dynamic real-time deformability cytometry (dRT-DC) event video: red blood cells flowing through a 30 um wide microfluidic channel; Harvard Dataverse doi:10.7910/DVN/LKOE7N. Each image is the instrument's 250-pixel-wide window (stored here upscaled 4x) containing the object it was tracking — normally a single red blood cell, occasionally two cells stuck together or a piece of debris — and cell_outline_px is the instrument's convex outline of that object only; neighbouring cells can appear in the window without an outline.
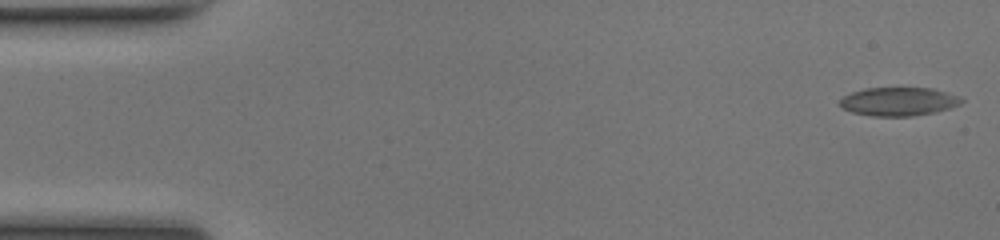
{"species": "common noctule bat (a hibernating species)", "species_latin": "Nyctalus noctula", "temperature_condition": "room temperature", "stored_images_in_passage": 49, "camera_frame_rate_fps": 3000, "um_per_image_px": 0.085, "animal": {"sex": "female", "body_mass_g": 17.0, "forearm_length_mm": 48.0}, "frame": {"image": 1, "passage_image": 1, "time_ms": 0.0, "image_size_px": [1000, 240], "cell_outline_px": [[964, 100], [960, 104], [936, 112], [912, 116], [872, 116], [852, 112], [840, 108], [840, 100], [844, 96], [852, 92], [864, 88], [932, 88], [960, 96]], "centroid_in_image_um": [76.37, 8.63], "position_along_channel_um": 8.6, "area_um2": 20.23}}
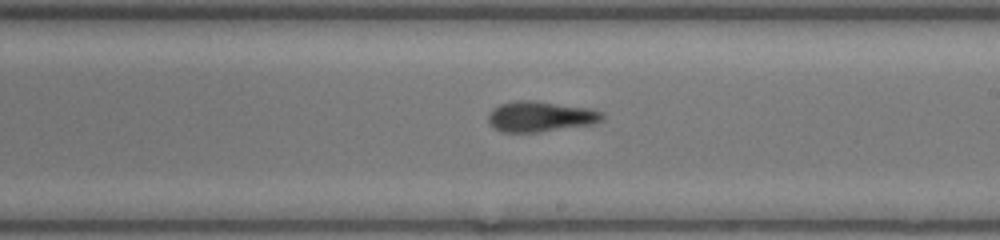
{"frame": {"image": 2, "passage_image": 28, "time_ms": 9.0, "image_size_px": [1000, 240], "cell_outline_px": [[604, 120], [592, 124], [540, 132], [500, 132], [492, 128], [488, 120], [488, 112], [492, 108], [500, 104], [516, 100], [532, 100], [588, 108], [604, 112]], "centroid_in_image_um": [45.9, 9.91], "position_along_channel_um": 243.1, "area_um2": 20.46}}
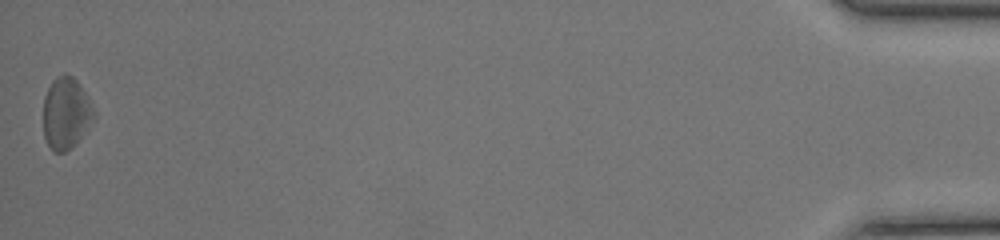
{"frame": {"image": 3, "passage_image": 49, "time_ms": 16.0, "image_size_px": [1000, 240], "cell_outline_px": [[96, 112], [84, 132], [64, 152], [52, 152], [44, 136], [44, 96], [52, 80], [56, 76], [72, 76], [80, 84]], "centroid_in_image_um": [5.58, 9.6], "position_along_channel_um": 429.6, "area_um2": 20.52}, "authors_computed_cell_mechanics": {"area_um2": 20.1144, "velocity_mm_per_s": 4.162, "shape_relaxation_time_tau1_ms": 5.3749, "shape_relaxation_time_tau2_ms": 4.3233, "deformation_change_tau1": 0.1476, "deformation_change_tau2": 0.1563}}